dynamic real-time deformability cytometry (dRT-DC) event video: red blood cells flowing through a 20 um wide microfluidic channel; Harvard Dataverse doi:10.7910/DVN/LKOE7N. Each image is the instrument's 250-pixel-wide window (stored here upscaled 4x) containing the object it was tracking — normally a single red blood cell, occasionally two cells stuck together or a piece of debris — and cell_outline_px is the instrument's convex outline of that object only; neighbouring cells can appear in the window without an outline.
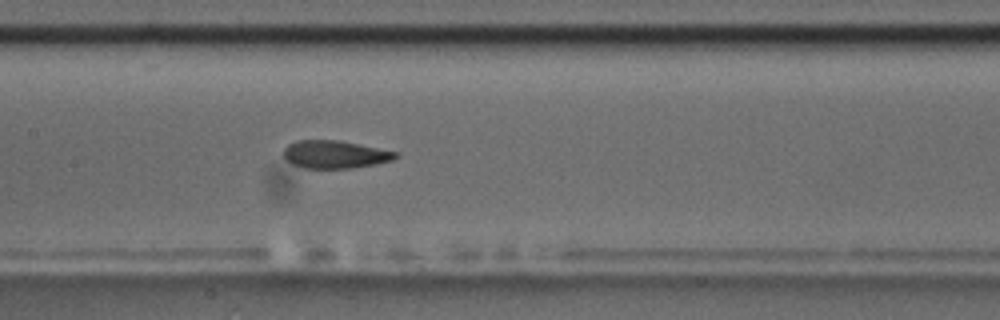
{"species": "common noctule bat (a hibernating species)", "species_latin": "Nyctalus noctula", "temperature_condition": "room temperature", "stored_images_in_passage": 7, "camera_frame_rate_fps": 3000, "um_per_image_px": 0.085, "animal": {"sex": "male", "body_mass_g": 17.5, "forearm_length_mm": 52.3}, "frame": {"image": 1, "passage_image": 7, "time_ms": 9.667, "image_size_px": [1000, 320], "cell_outline_px": [[400, 156], [392, 160], [376, 164], [352, 168], [304, 168], [292, 164], [284, 156], [284, 148], [288, 144], [296, 140], [336, 140], [400, 152]], "centroid_in_image_um": [28.49, 13.12], "position_along_channel_um": 178.9, "area_um2": 18.15}}